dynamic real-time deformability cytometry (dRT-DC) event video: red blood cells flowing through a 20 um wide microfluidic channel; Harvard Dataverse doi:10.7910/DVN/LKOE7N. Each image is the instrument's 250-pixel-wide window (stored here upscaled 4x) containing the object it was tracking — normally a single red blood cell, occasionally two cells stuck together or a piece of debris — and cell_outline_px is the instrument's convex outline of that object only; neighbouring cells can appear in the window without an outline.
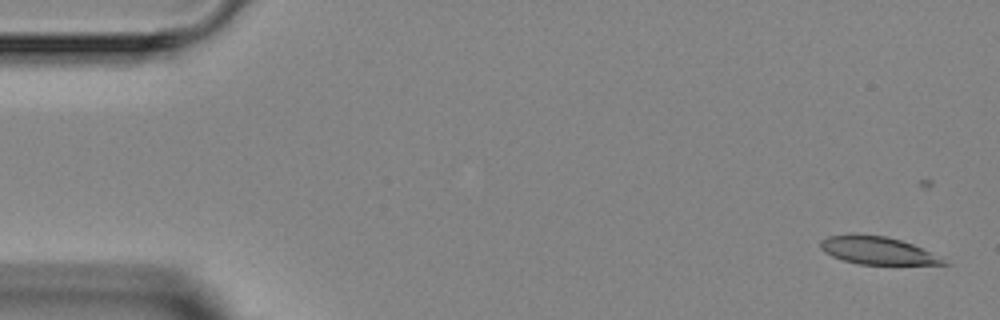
{"species": "Egyptian fruit bat (a non-hibernating species)", "species_latin": "Rousettus aegyptiacus", "temperature_condition": "room temperature", "stored_images_in_passage": 5, "camera_frame_rate_fps": 3000, "um_per_image_px": 0.085, "animal": {"sex": "female"}, "frame": {"image": 1, "passage_image": 1, "time_ms": 0.0, "image_size_px": [1000, 320], "cell_outline_px": [[952, 264], [860, 264], [844, 260], [832, 256], [824, 252], [820, 248], [820, 240], [828, 236], [848, 232], [852, 232], [884, 236], [900, 240], [912, 244]], "centroid_in_image_um": [74.46, 21.26], "position_along_channel_um": 10.5, "area_um2": 19.77}}
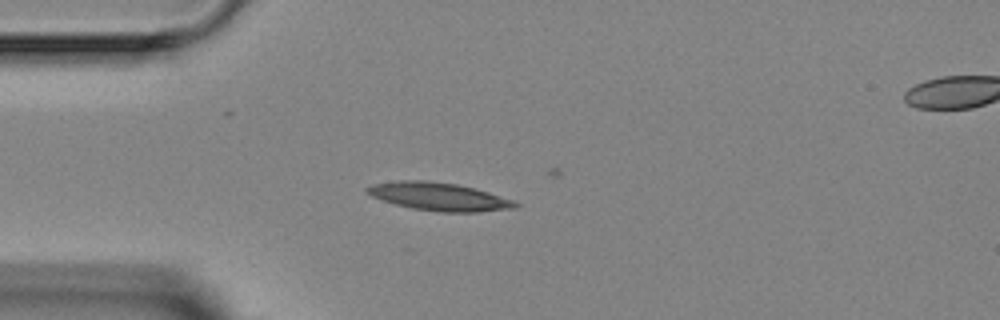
{"frame": {"image": 2, "passage_image": 4, "time_ms": 3.667, "image_size_px": [1000, 320], "cell_outline_px": [[520, 204], [516, 208], [476, 212], [440, 212], [412, 208], [396, 204], [372, 196], [364, 192], [364, 188], [372, 184], [400, 180], [428, 180], [456, 184], [476, 188], [516, 200]], "centroid_in_image_um": [37.35, 16.7], "position_along_channel_um": 47.7, "area_um2": 24.39}}